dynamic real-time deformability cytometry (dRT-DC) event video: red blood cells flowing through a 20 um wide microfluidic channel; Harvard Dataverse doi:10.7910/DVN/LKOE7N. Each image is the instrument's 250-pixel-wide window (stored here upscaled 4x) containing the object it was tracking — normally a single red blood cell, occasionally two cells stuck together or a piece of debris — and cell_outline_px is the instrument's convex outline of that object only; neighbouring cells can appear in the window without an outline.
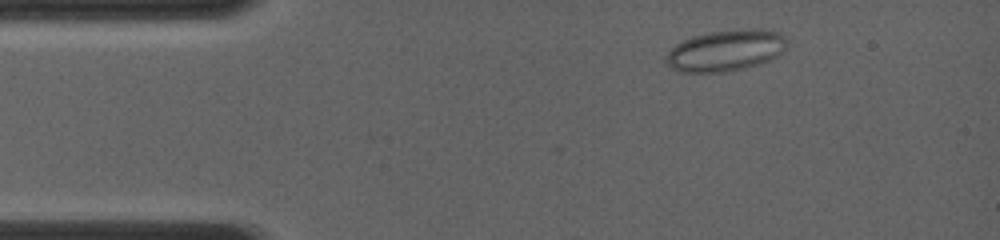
{"species": "common noctule bat (a hibernating species)", "species_latin": "Nyctalus noctula", "temperature_condition": "room temperature", "stored_images_in_passage": 7, "camera_frame_rate_fps": 4000, "um_per_image_px": 0.085, "animal": {"sex": "female", "body_mass_g": 19.0, "forearm_length_mm": 56.7}, "frame": {"image": 1, "passage_image": 4, "time_ms": 1.25, "image_size_px": [1000, 240], "cell_outline_px": [[788, 40], [784, 48], [776, 56], [760, 64], [744, 68], [724, 72], [680, 72], [672, 68], [664, 60], [668, 52], [676, 44], [692, 36], [712, 32], [752, 28], [772, 28], [780, 32]], "centroid_in_image_um": [61.71, 4.28], "position_along_channel_um": 23.3, "area_um2": 29.13}}